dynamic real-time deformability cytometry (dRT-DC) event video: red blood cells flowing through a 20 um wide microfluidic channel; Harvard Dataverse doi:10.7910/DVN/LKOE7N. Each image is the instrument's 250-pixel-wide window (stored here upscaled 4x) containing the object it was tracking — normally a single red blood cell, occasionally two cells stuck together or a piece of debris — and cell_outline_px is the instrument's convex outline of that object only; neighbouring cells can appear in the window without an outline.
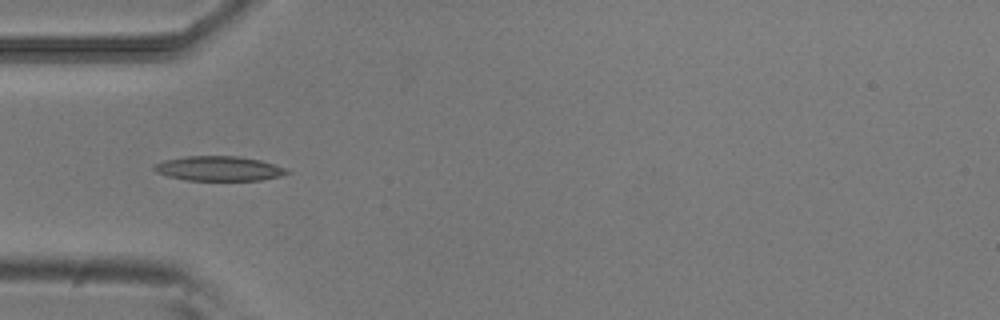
{"species": "common noctule bat (a hibernating species)", "species_latin": "Nyctalus noctula", "temperature_condition": "room temperature", "stored_images_in_passage": 37, "camera_frame_rate_fps": 3000, "um_per_image_px": 0.085, "animal": {"sex": "male", "body_mass_g": 20.5, "forearm_length_mm": 52.5}, "frame": {"image": 1, "passage_image": 1, "time_ms": 0.0, "image_size_px": [1000, 320], "cell_outline_px": [[292, 172], [280, 176], [260, 180], [188, 180], [168, 176], [156, 172], [152, 168], [156, 164], [164, 160], [184, 156], [240, 156], [260, 160], [288, 168]], "centroid_in_image_um": [18.64, 14.32], "position_along_channel_um": 66.4, "area_um2": 19.13}}
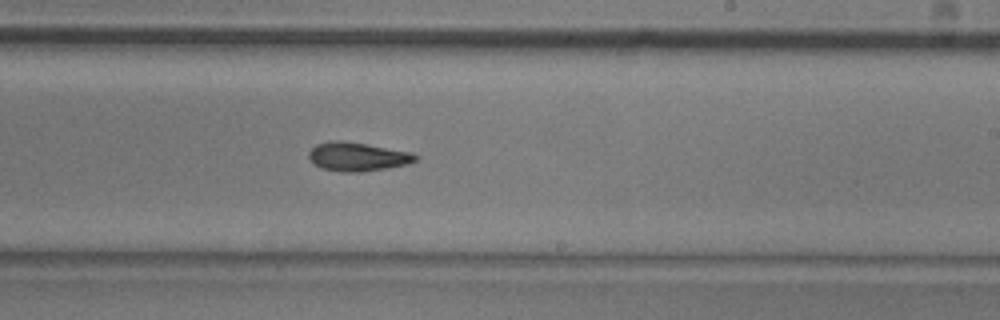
{"frame": {"image": 2, "passage_image": 16, "time_ms": 5.0, "image_size_px": [1000, 320], "cell_outline_px": [[420, 156], [416, 160], [408, 164], [360, 172], [344, 172], [320, 168], [308, 156], [308, 152], [316, 144], [332, 140], [340, 140], [412, 152]], "centroid_in_image_um": [30.39, 13.31], "position_along_channel_um": 258.6, "area_um2": 17.69}}
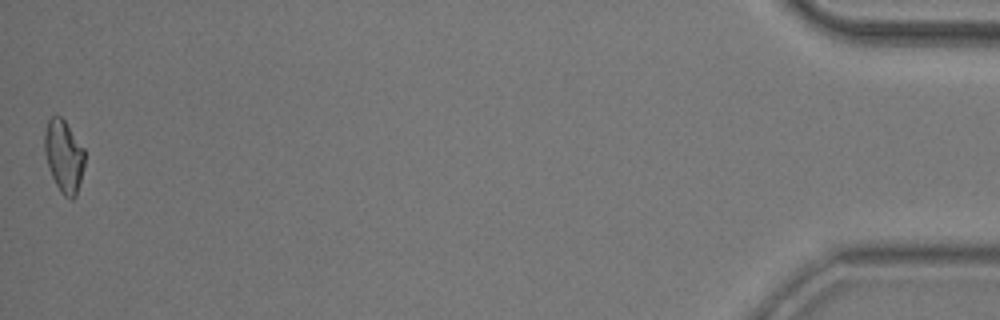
{"frame": {"image": 3, "passage_image": 37, "time_ms": 12.0, "image_size_px": [1000, 320], "cell_outline_px": [[84, 164], [76, 196], [72, 200], [64, 196], [60, 192], [52, 176], [44, 152], [44, 132], [48, 120], [52, 116], [60, 116], [64, 120], [84, 148]], "centroid_in_image_um": [5.42, 13.27], "position_along_channel_um": 429.8, "area_um2": 16.76}, "authors_computed_cell_mechanics": {"area_um2": 17.34, "velocity_mm_per_s": 3.8235, "shape_relaxation_time_tau1_ms": 9.848, "shape_relaxation_time_tau2_ms": 9.8217, "deformation_change_tau1": 0.223, "deformation_change_tau2": 0.1785}}